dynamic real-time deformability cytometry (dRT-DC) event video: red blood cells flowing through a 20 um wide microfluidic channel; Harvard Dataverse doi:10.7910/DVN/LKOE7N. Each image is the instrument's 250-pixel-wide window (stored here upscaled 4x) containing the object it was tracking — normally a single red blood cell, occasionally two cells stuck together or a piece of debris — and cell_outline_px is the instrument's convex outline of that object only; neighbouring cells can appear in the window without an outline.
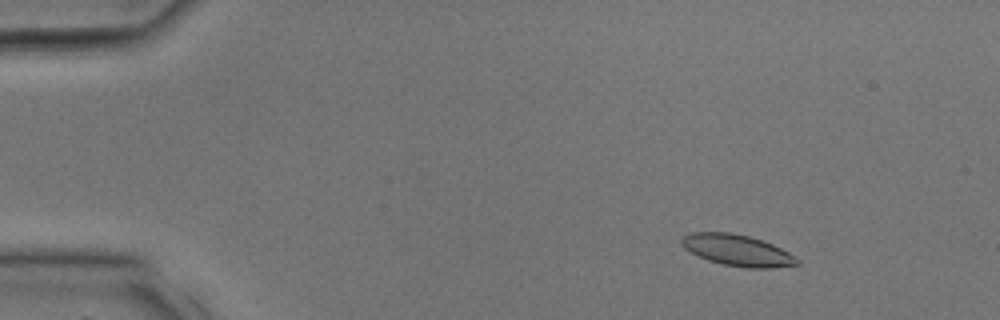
{"species": "common noctule bat (a hibernating species)", "species_latin": "Nyctalus noctula", "temperature_condition": "room temperature", "stored_images_in_passage": 31, "camera_frame_rate_fps": 3000, "um_per_image_px": 0.085, "animal": {"sex": "male", "body_mass_g": 17.9, "forearm_length_mm": 54.2}, "frame": {"image": 1, "passage_image": 3, "time_ms": 0.667, "image_size_px": [1000, 320], "cell_outline_px": [[792, 264], [728, 264], [712, 260], [688, 248], [716, 236], [744, 236], [768, 244], [784, 252]], "centroid_in_image_um": [62.92, 21.35], "position_along_channel_um": 22.1, "area_um2": 14.51}}
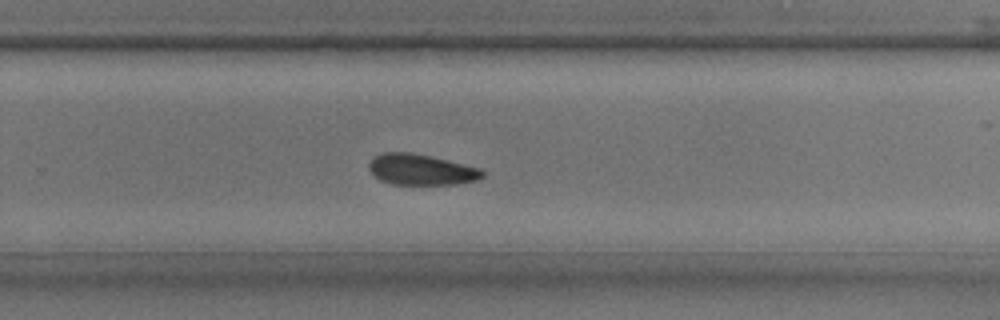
{"frame": {"image": 2, "passage_image": 20, "time_ms": 6.333, "image_size_px": [1000, 320], "cell_outline_px": [[480, 176], [464, 180], [392, 180], [380, 176], [372, 168], [372, 164], [380, 156], [420, 156], [440, 160], [472, 168], [480, 172]], "centroid_in_image_um": [35.79, 14.37], "position_along_channel_um": 294.0, "area_um2": 14.68}}
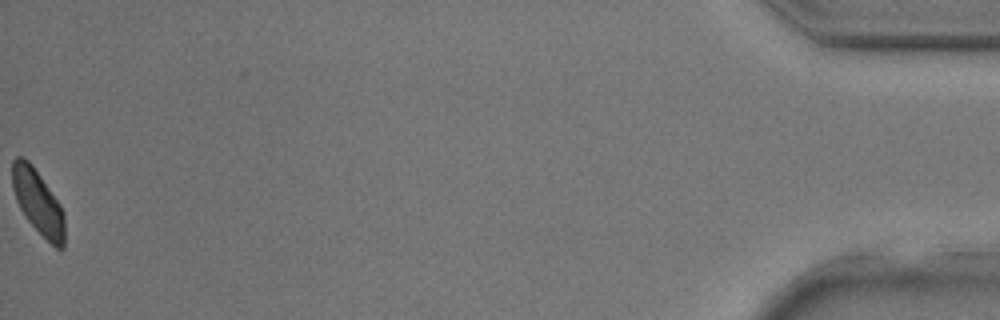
{"frame": {"image": 3, "passage_image": 31, "time_ms": 10.0, "image_size_px": [1000, 320], "cell_outline_px": [[64, 240], [60, 248], [52, 244], [40, 232], [24, 212], [16, 196], [12, 180], [12, 164], [16, 160], [24, 160], [36, 172], [60, 208], [64, 236]], "centroid_in_image_um": [3.21, 17.21], "position_along_channel_um": 432.0, "area_um2": 17.11}}